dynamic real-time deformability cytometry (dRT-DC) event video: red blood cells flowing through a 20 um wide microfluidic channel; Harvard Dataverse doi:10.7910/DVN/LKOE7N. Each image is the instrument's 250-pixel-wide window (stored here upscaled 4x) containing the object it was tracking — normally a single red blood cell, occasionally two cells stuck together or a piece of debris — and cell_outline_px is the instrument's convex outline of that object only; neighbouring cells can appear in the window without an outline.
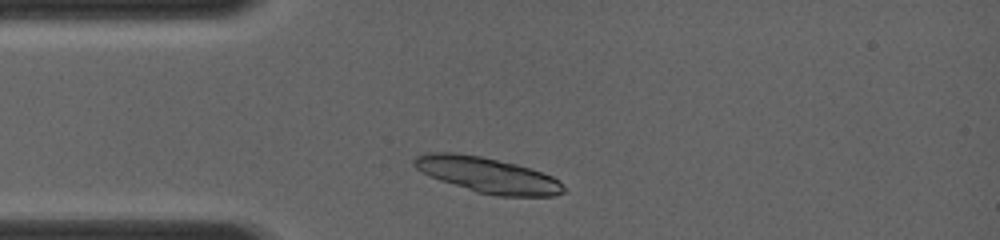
{"species": "common noctule bat (a hibernating species)", "species_latin": "Nyctalus noctula", "temperature_condition": "room temperature", "stored_images_in_passage": 1, "camera_frame_rate_fps": 4000, "um_per_image_px": 0.085, "animal": {"sex": "female", "body_mass_g": 19.0, "forearm_length_mm": 56.7}, "frame": {"image": 1, "passage_image": 1, "time_ms": 0.0, "image_size_px": [1000, 240], "cell_outline_px": [[564, 192], [552, 196], [500, 196], [476, 192], [440, 180], [416, 168], [412, 164], [420, 156], [436, 152], [452, 152], [480, 156], [516, 164], [552, 176], [564, 188]], "centroid_in_image_um": [41.46, 14.89], "position_along_channel_um": 43.5, "area_um2": 30.06}}